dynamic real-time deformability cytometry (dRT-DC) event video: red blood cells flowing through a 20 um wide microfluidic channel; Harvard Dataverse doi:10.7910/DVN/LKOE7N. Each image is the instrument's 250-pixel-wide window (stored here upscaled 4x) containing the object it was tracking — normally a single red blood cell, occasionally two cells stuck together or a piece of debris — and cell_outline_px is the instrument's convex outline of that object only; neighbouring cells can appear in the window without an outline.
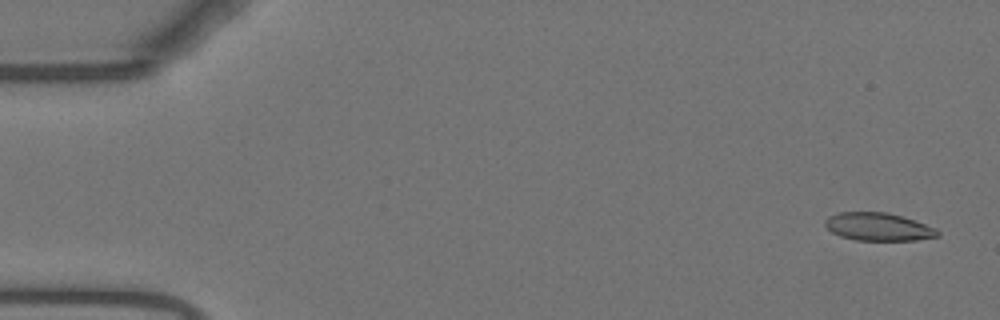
{"species": "Egyptian fruit bat (a non-hibernating species)", "species_latin": "Rousettus aegyptiacus", "temperature_condition": "warm", "stored_images_in_passage": 55, "camera_frame_rate_fps": 3000, "um_per_image_px": 0.085, "animal": {"sex": "female"}, "frame": {"image": 1, "passage_image": 2, "time_ms": 0.333, "image_size_px": [1000, 320], "cell_outline_px": [[940, 236], [916, 240], [856, 240], [840, 236], [832, 232], [824, 224], [824, 220], [828, 216], [840, 212], [888, 212], [936, 228], [940, 232]], "centroid_in_image_um": [74.64, 19.28], "position_along_channel_um": 10.4, "area_um2": 18.21}}
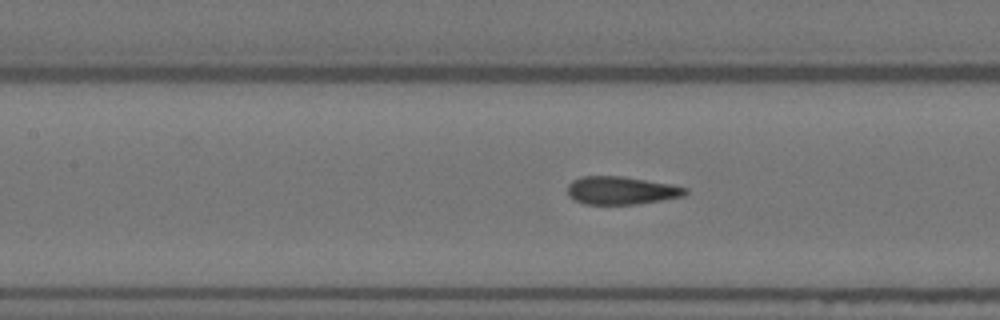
{"frame": {"image": 2, "passage_image": 24, "time_ms": 7.667, "image_size_px": [1000, 320], "cell_outline_px": [[688, 192], [684, 196], [636, 204], [584, 204], [568, 196], [568, 184], [572, 180], [580, 176], [624, 176], [672, 184], [688, 188]], "centroid_in_image_um": [52.81, 16.18], "position_along_channel_um": 154.6, "area_um2": 19.31}}
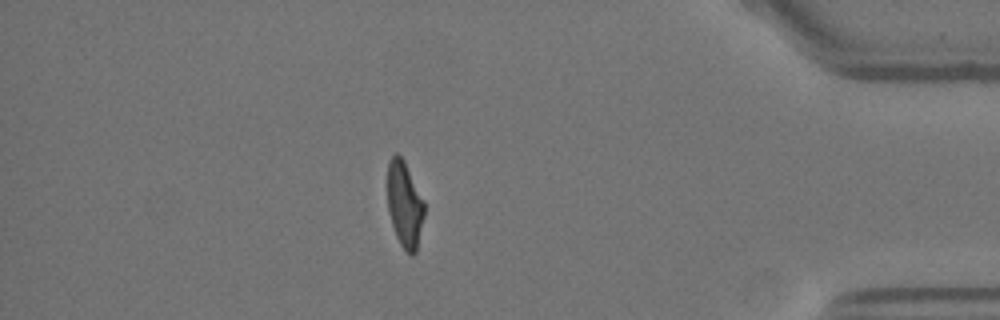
{"frame": {"image": 3, "passage_image": 47, "time_ms": 15.333, "image_size_px": [1000, 320], "cell_outline_px": [[424, 216], [416, 252], [412, 256], [400, 244], [396, 236], [388, 212], [388, 160], [396, 152], [404, 160], [424, 200]], "centroid_in_image_um": [34.39, 17.36], "position_along_channel_um": 400.8, "area_um2": 18.38}, "authors_computed_cell_mechanics": {"area_um2": 19.4786, "velocity_mm_per_s": 3.7323, "shape_relaxation_time_tau1_ms": 7.2774, "shape_relaxation_time_tau2_ms": 0.9097, "deformation_change_tau1": 0.2359, "deformation_change_tau2": 0.083}}